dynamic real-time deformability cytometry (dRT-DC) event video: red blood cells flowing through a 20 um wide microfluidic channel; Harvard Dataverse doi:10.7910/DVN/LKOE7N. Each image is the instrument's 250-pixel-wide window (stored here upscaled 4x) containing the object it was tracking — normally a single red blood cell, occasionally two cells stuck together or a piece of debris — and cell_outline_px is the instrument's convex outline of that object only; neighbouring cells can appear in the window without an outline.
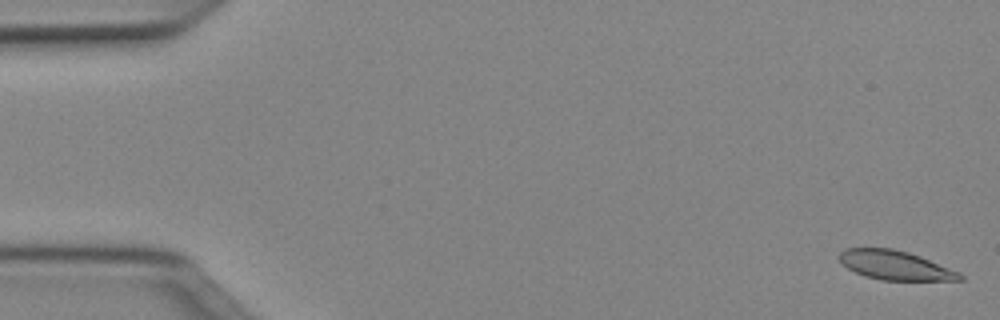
{"species": "Egyptian fruit bat (a non-hibernating species)", "species_latin": "Rousettus aegyptiacus", "temperature_condition": "cold", "stored_images_in_passage": 15, "camera_frame_rate_fps": 3000, "um_per_image_px": 0.085, "animal": {"sex": "female"}, "frame": {"image": 1, "passage_image": 1, "time_ms": 0.0, "image_size_px": [1000, 320], "cell_outline_px": [[964, 280], [880, 280], [864, 276], [848, 268], [836, 256], [844, 248], [892, 248], [908, 252], [920, 256], [960, 272], [964, 276]], "centroid_in_image_um": [76.08, 22.54], "position_along_channel_um": 8.9, "area_um2": 20.52}}
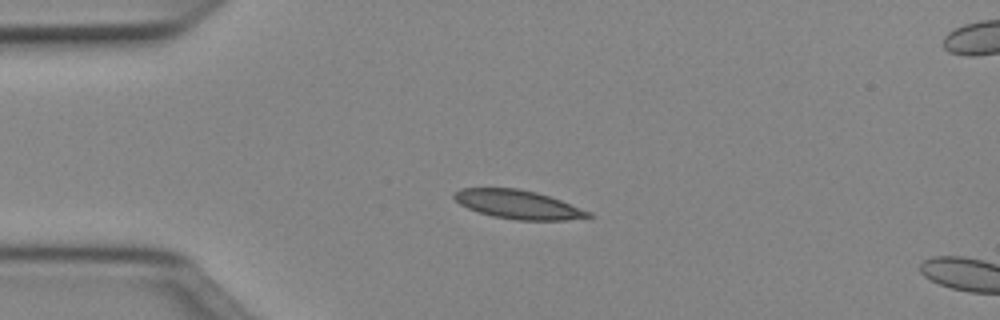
{"frame": {"image": 2, "passage_image": 12, "time_ms": 3.667, "image_size_px": [1000, 320], "cell_outline_px": [[592, 216], [564, 220], [516, 220], [492, 216], [468, 208], [460, 204], [452, 196], [452, 192], [460, 188], [516, 188], [536, 192], [560, 200], [592, 212]], "centroid_in_image_um": [44.0, 17.37], "position_along_channel_um": 41.0, "area_um2": 22.31}}